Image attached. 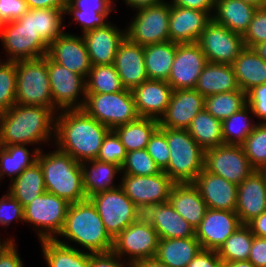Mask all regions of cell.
<instances>
[{
  "mask_svg": "<svg viewBox=\"0 0 266 267\" xmlns=\"http://www.w3.org/2000/svg\"><path fill=\"white\" fill-rule=\"evenodd\" d=\"M55 109L33 105H13L0 113V145L28 144L42 150L55 141ZM49 142H51L49 144ZM37 145V147H36Z\"/></svg>",
  "mask_w": 266,
  "mask_h": 267,
  "instance_id": "obj_1",
  "label": "cell"
},
{
  "mask_svg": "<svg viewBox=\"0 0 266 267\" xmlns=\"http://www.w3.org/2000/svg\"><path fill=\"white\" fill-rule=\"evenodd\" d=\"M108 127L89 116L83 109L58 111L54 145L77 162L97 158Z\"/></svg>",
  "mask_w": 266,
  "mask_h": 267,
  "instance_id": "obj_2",
  "label": "cell"
},
{
  "mask_svg": "<svg viewBox=\"0 0 266 267\" xmlns=\"http://www.w3.org/2000/svg\"><path fill=\"white\" fill-rule=\"evenodd\" d=\"M58 236L55 239L57 242L79 250L77 247L81 246L89 253L110 252L114 242L89 199L70 204L63 229Z\"/></svg>",
  "mask_w": 266,
  "mask_h": 267,
  "instance_id": "obj_3",
  "label": "cell"
},
{
  "mask_svg": "<svg viewBox=\"0 0 266 267\" xmlns=\"http://www.w3.org/2000/svg\"><path fill=\"white\" fill-rule=\"evenodd\" d=\"M53 148V151L47 153L42 149L37 155V161L43 170L46 191L70 204L86 200L81 163L56 146Z\"/></svg>",
  "mask_w": 266,
  "mask_h": 267,
  "instance_id": "obj_4",
  "label": "cell"
},
{
  "mask_svg": "<svg viewBox=\"0 0 266 267\" xmlns=\"http://www.w3.org/2000/svg\"><path fill=\"white\" fill-rule=\"evenodd\" d=\"M166 135L170 160L164 172L174 183H193L204 169V149L185 129L159 127Z\"/></svg>",
  "mask_w": 266,
  "mask_h": 267,
  "instance_id": "obj_5",
  "label": "cell"
},
{
  "mask_svg": "<svg viewBox=\"0 0 266 267\" xmlns=\"http://www.w3.org/2000/svg\"><path fill=\"white\" fill-rule=\"evenodd\" d=\"M16 103L53 109L48 55L16 61Z\"/></svg>",
  "mask_w": 266,
  "mask_h": 267,
  "instance_id": "obj_6",
  "label": "cell"
},
{
  "mask_svg": "<svg viewBox=\"0 0 266 267\" xmlns=\"http://www.w3.org/2000/svg\"><path fill=\"white\" fill-rule=\"evenodd\" d=\"M70 203L47 191L24 207V223L36 231L39 241L55 240L63 229Z\"/></svg>",
  "mask_w": 266,
  "mask_h": 267,
  "instance_id": "obj_7",
  "label": "cell"
},
{
  "mask_svg": "<svg viewBox=\"0 0 266 267\" xmlns=\"http://www.w3.org/2000/svg\"><path fill=\"white\" fill-rule=\"evenodd\" d=\"M82 109L110 130L139 118L132 90L129 89L115 93L86 94Z\"/></svg>",
  "mask_w": 266,
  "mask_h": 267,
  "instance_id": "obj_8",
  "label": "cell"
},
{
  "mask_svg": "<svg viewBox=\"0 0 266 267\" xmlns=\"http://www.w3.org/2000/svg\"><path fill=\"white\" fill-rule=\"evenodd\" d=\"M88 199L95 206L108 234L113 239L142 216V211L120 186L97 193Z\"/></svg>",
  "mask_w": 266,
  "mask_h": 267,
  "instance_id": "obj_9",
  "label": "cell"
},
{
  "mask_svg": "<svg viewBox=\"0 0 266 267\" xmlns=\"http://www.w3.org/2000/svg\"><path fill=\"white\" fill-rule=\"evenodd\" d=\"M169 19L168 0L136 10L128 26L125 25L126 37L141 46L169 41Z\"/></svg>",
  "mask_w": 266,
  "mask_h": 267,
  "instance_id": "obj_10",
  "label": "cell"
},
{
  "mask_svg": "<svg viewBox=\"0 0 266 267\" xmlns=\"http://www.w3.org/2000/svg\"><path fill=\"white\" fill-rule=\"evenodd\" d=\"M158 243L156 230L141 216L114 238L112 251L122 259L135 263L155 257Z\"/></svg>",
  "mask_w": 266,
  "mask_h": 267,
  "instance_id": "obj_11",
  "label": "cell"
},
{
  "mask_svg": "<svg viewBox=\"0 0 266 267\" xmlns=\"http://www.w3.org/2000/svg\"><path fill=\"white\" fill-rule=\"evenodd\" d=\"M48 73L53 109L57 112L82 109L86 100L85 78L54 62L49 56Z\"/></svg>",
  "mask_w": 266,
  "mask_h": 267,
  "instance_id": "obj_12",
  "label": "cell"
},
{
  "mask_svg": "<svg viewBox=\"0 0 266 267\" xmlns=\"http://www.w3.org/2000/svg\"><path fill=\"white\" fill-rule=\"evenodd\" d=\"M204 169L237 186L255 171L242 145L227 144L204 150Z\"/></svg>",
  "mask_w": 266,
  "mask_h": 267,
  "instance_id": "obj_13",
  "label": "cell"
},
{
  "mask_svg": "<svg viewBox=\"0 0 266 267\" xmlns=\"http://www.w3.org/2000/svg\"><path fill=\"white\" fill-rule=\"evenodd\" d=\"M119 183L125 194L142 212L150 205L168 202L170 191L175 184L164 171L148 176L121 174Z\"/></svg>",
  "mask_w": 266,
  "mask_h": 267,
  "instance_id": "obj_14",
  "label": "cell"
},
{
  "mask_svg": "<svg viewBox=\"0 0 266 267\" xmlns=\"http://www.w3.org/2000/svg\"><path fill=\"white\" fill-rule=\"evenodd\" d=\"M197 43L210 63L232 65L245 49L243 35L232 32L213 20L202 31Z\"/></svg>",
  "mask_w": 266,
  "mask_h": 267,
  "instance_id": "obj_15",
  "label": "cell"
},
{
  "mask_svg": "<svg viewBox=\"0 0 266 267\" xmlns=\"http://www.w3.org/2000/svg\"><path fill=\"white\" fill-rule=\"evenodd\" d=\"M5 50V61L30 60L48 54L49 45L31 28L21 26L16 20L8 21L0 34Z\"/></svg>",
  "mask_w": 266,
  "mask_h": 267,
  "instance_id": "obj_16",
  "label": "cell"
},
{
  "mask_svg": "<svg viewBox=\"0 0 266 267\" xmlns=\"http://www.w3.org/2000/svg\"><path fill=\"white\" fill-rule=\"evenodd\" d=\"M207 63L197 42L176 43V54L167 82L173 90L195 89L199 75Z\"/></svg>",
  "mask_w": 266,
  "mask_h": 267,
  "instance_id": "obj_17",
  "label": "cell"
},
{
  "mask_svg": "<svg viewBox=\"0 0 266 267\" xmlns=\"http://www.w3.org/2000/svg\"><path fill=\"white\" fill-rule=\"evenodd\" d=\"M241 225L235 211L208 208L204 218L195 229V237L202 249L218 251L226 239Z\"/></svg>",
  "mask_w": 266,
  "mask_h": 267,
  "instance_id": "obj_18",
  "label": "cell"
},
{
  "mask_svg": "<svg viewBox=\"0 0 266 267\" xmlns=\"http://www.w3.org/2000/svg\"><path fill=\"white\" fill-rule=\"evenodd\" d=\"M65 32L48 48V56L71 72L87 78L92 67L82 35Z\"/></svg>",
  "mask_w": 266,
  "mask_h": 267,
  "instance_id": "obj_19",
  "label": "cell"
},
{
  "mask_svg": "<svg viewBox=\"0 0 266 267\" xmlns=\"http://www.w3.org/2000/svg\"><path fill=\"white\" fill-rule=\"evenodd\" d=\"M204 109L205 97L195 89L173 90L159 127L187 130L192 119Z\"/></svg>",
  "mask_w": 266,
  "mask_h": 267,
  "instance_id": "obj_20",
  "label": "cell"
},
{
  "mask_svg": "<svg viewBox=\"0 0 266 267\" xmlns=\"http://www.w3.org/2000/svg\"><path fill=\"white\" fill-rule=\"evenodd\" d=\"M92 66L114 64L116 52L126 37L125 28L113 23L98 27L82 34Z\"/></svg>",
  "mask_w": 266,
  "mask_h": 267,
  "instance_id": "obj_21",
  "label": "cell"
},
{
  "mask_svg": "<svg viewBox=\"0 0 266 267\" xmlns=\"http://www.w3.org/2000/svg\"><path fill=\"white\" fill-rule=\"evenodd\" d=\"M193 184L209 209L235 211L238 186L203 169Z\"/></svg>",
  "mask_w": 266,
  "mask_h": 267,
  "instance_id": "obj_22",
  "label": "cell"
},
{
  "mask_svg": "<svg viewBox=\"0 0 266 267\" xmlns=\"http://www.w3.org/2000/svg\"><path fill=\"white\" fill-rule=\"evenodd\" d=\"M211 21L206 11L170 5L169 41L195 43Z\"/></svg>",
  "mask_w": 266,
  "mask_h": 267,
  "instance_id": "obj_23",
  "label": "cell"
},
{
  "mask_svg": "<svg viewBox=\"0 0 266 267\" xmlns=\"http://www.w3.org/2000/svg\"><path fill=\"white\" fill-rule=\"evenodd\" d=\"M114 66L125 89L133 90L148 80L146 72L144 46L123 39L116 52Z\"/></svg>",
  "mask_w": 266,
  "mask_h": 267,
  "instance_id": "obj_24",
  "label": "cell"
},
{
  "mask_svg": "<svg viewBox=\"0 0 266 267\" xmlns=\"http://www.w3.org/2000/svg\"><path fill=\"white\" fill-rule=\"evenodd\" d=\"M235 212L242 224L266 212V178L262 171L255 170L238 185Z\"/></svg>",
  "mask_w": 266,
  "mask_h": 267,
  "instance_id": "obj_25",
  "label": "cell"
},
{
  "mask_svg": "<svg viewBox=\"0 0 266 267\" xmlns=\"http://www.w3.org/2000/svg\"><path fill=\"white\" fill-rule=\"evenodd\" d=\"M173 89L167 81L147 80L132 90L139 117L160 120L170 103Z\"/></svg>",
  "mask_w": 266,
  "mask_h": 267,
  "instance_id": "obj_26",
  "label": "cell"
},
{
  "mask_svg": "<svg viewBox=\"0 0 266 267\" xmlns=\"http://www.w3.org/2000/svg\"><path fill=\"white\" fill-rule=\"evenodd\" d=\"M142 216L156 230L159 239L195 237V229L168 202L148 206Z\"/></svg>",
  "mask_w": 266,
  "mask_h": 267,
  "instance_id": "obj_27",
  "label": "cell"
},
{
  "mask_svg": "<svg viewBox=\"0 0 266 267\" xmlns=\"http://www.w3.org/2000/svg\"><path fill=\"white\" fill-rule=\"evenodd\" d=\"M116 3V0H69L66 16L71 15L70 24H80L78 26L82 35L89 30L109 24L110 14L117 10Z\"/></svg>",
  "mask_w": 266,
  "mask_h": 267,
  "instance_id": "obj_28",
  "label": "cell"
},
{
  "mask_svg": "<svg viewBox=\"0 0 266 267\" xmlns=\"http://www.w3.org/2000/svg\"><path fill=\"white\" fill-rule=\"evenodd\" d=\"M66 9H28L16 21L24 27L31 28L50 45L58 36L66 30ZM65 30V31H64Z\"/></svg>",
  "mask_w": 266,
  "mask_h": 267,
  "instance_id": "obj_29",
  "label": "cell"
},
{
  "mask_svg": "<svg viewBox=\"0 0 266 267\" xmlns=\"http://www.w3.org/2000/svg\"><path fill=\"white\" fill-rule=\"evenodd\" d=\"M169 203L194 229L199 226L208 209L193 183H175L170 191Z\"/></svg>",
  "mask_w": 266,
  "mask_h": 267,
  "instance_id": "obj_30",
  "label": "cell"
},
{
  "mask_svg": "<svg viewBox=\"0 0 266 267\" xmlns=\"http://www.w3.org/2000/svg\"><path fill=\"white\" fill-rule=\"evenodd\" d=\"M257 9L242 0H215L212 20L232 32L244 35Z\"/></svg>",
  "mask_w": 266,
  "mask_h": 267,
  "instance_id": "obj_31",
  "label": "cell"
},
{
  "mask_svg": "<svg viewBox=\"0 0 266 267\" xmlns=\"http://www.w3.org/2000/svg\"><path fill=\"white\" fill-rule=\"evenodd\" d=\"M83 187L87 199L97 193L116 189L120 183L115 179L121 177V167L98 159L81 162ZM119 175V176H118ZM118 183V184H117Z\"/></svg>",
  "mask_w": 266,
  "mask_h": 267,
  "instance_id": "obj_32",
  "label": "cell"
},
{
  "mask_svg": "<svg viewBox=\"0 0 266 267\" xmlns=\"http://www.w3.org/2000/svg\"><path fill=\"white\" fill-rule=\"evenodd\" d=\"M195 90L204 97H208L240 90V87L232 65L208 62L199 75Z\"/></svg>",
  "mask_w": 266,
  "mask_h": 267,
  "instance_id": "obj_33",
  "label": "cell"
},
{
  "mask_svg": "<svg viewBox=\"0 0 266 267\" xmlns=\"http://www.w3.org/2000/svg\"><path fill=\"white\" fill-rule=\"evenodd\" d=\"M232 67L238 85L245 93L266 83V62L252 48L245 47L234 60Z\"/></svg>",
  "mask_w": 266,
  "mask_h": 267,
  "instance_id": "obj_34",
  "label": "cell"
},
{
  "mask_svg": "<svg viewBox=\"0 0 266 267\" xmlns=\"http://www.w3.org/2000/svg\"><path fill=\"white\" fill-rule=\"evenodd\" d=\"M201 249L196 237L159 239L155 257L170 267H187Z\"/></svg>",
  "mask_w": 266,
  "mask_h": 267,
  "instance_id": "obj_35",
  "label": "cell"
},
{
  "mask_svg": "<svg viewBox=\"0 0 266 267\" xmlns=\"http://www.w3.org/2000/svg\"><path fill=\"white\" fill-rule=\"evenodd\" d=\"M28 144L0 145V182L3 178L9 177L10 182L18 177L25 169L37 161L39 150L31 151Z\"/></svg>",
  "mask_w": 266,
  "mask_h": 267,
  "instance_id": "obj_36",
  "label": "cell"
},
{
  "mask_svg": "<svg viewBox=\"0 0 266 267\" xmlns=\"http://www.w3.org/2000/svg\"><path fill=\"white\" fill-rule=\"evenodd\" d=\"M7 192L16 198L23 207L46 191L43 170L38 161L25 169L9 183Z\"/></svg>",
  "mask_w": 266,
  "mask_h": 267,
  "instance_id": "obj_37",
  "label": "cell"
},
{
  "mask_svg": "<svg viewBox=\"0 0 266 267\" xmlns=\"http://www.w3.org/2000/svg\"><path fill=\"white\" fill-rule=\"evenodd\" d=\"M41 254L47 267H90V253L63 245L56 240H42Z\"/></svg>",
  "mask_w": 266,
  "mask_h": 267,
  "instance_id": "obj_38",
  "label": "cell"
},
{
  "mask_svg": "<svg viewBox=\"0 0 266 267\" xmlns=\"http://www.w3.org/2000/svg\"><path fill=\"white\" fill-rule=\"evenodd\" d=\"M175 54V42L166 41L144 46V58L148 79L167 81Z\"/></svg>",
  "mask_w": 266,
  "mask_h": 267,
  "instance_id": "obj_39",
  "label": "cell"
},
{
  "mask_svg": "<svg viewBox=\"0 0 266 267\" xmlns=\"http://www.w3.org/2000/svg\"><path fill=\"white\" fill-rule=\"evenodd\" d=\"M159 128V120L139 117L133 122L120 125L114 129L120 137L126 152L146 149L151 136Z\"/></svg>",
  "mask_w": 266,
  "mask_h": 267,
  "instance_id": "obj_40",
  "label": "cell"
},
{
  "mask_svg": "<svg viewBox=\"0 0 266 267\" xmlns=\"http://www.w3.org/2000/svg\"><path fill=\"white\" fill-rule=\"evenodd\" d=\"M187 130L197 144L204 150L224 144L222 121L216 119L206 109L192 119Z\"/></svg>",
  "mask_w": 266,
  "mask_h": 267,
  "instance_id": "obj_41",
  "label": "cell"
},
{
  "mask_svg": "<svg viewBox=\"0 0 266 267\" xmlns=\"http://www.w3.org/2000/svg\"><path fill=\"white\" fill-rule=\"evenodd\" d=\"M254 118L252 108L246 104L229 118L224 119L222 121L224 144L242 145L258 123V121H254Z\"/></svg>",
  "mask_w": 266,
  "mask_h": 267,
  "instance_id": "obj_42",
  "label": "cell"
},
{
  "mask_svg": "<svg viewBox=\"0 0 266 267\" xmlns=\"http://www.w3.org/2000/svg\"><path fill=\"white\" fill-rule=\"evenodd\" d=\"M254 234L247 224H242L232 233L217 251L223 263L248 260Z\"/></svg>",
  "mask_w": 266,
  "mask_h": 267,
  "instance_id": "obj_43",
  "label": "cell"
},
{
  "mask_svg": "<svg viewBox=\"0 0 266 267\" xmlns=\"http://www.w3.org/2000/svg\"><path fill=\"white\" fill-rule=\"evenodd\" d=\"M85 81L86 94L115 93L125 89L114 64L92 66Z\"/></svg>",
  "mask_w": 266,
  "mask_h": 267,
  "instance_id": "obj_44",
  "label": "cell"
},
{
  "mask_svg": "<svg viewBox=\"0 0 266 267\" xmlns=\"http://www.w3.org/2000/svg\"><path fill=\"white\" fill-rule=\"evenodd\" d=\"M246 104V93L241 89L205 97V109L220 121L229 118Z\"/></svg>",
  "mask_w": 266,
  "mask_h": 267,
  "instance_id": "obj_45",
  "label": "cell"
},
{
  "mask_svg": "<svg viewBox=\"0 0 266 267\" xmlns=\"http://www.w3.org/2000/svg\"><path fill=\"white\" fill-rule=\"evenodd\" d=\"M251 166L258 171L266 167V123H257L242 144Z\"/></svg>",
  "mask_w": 266,
  "mask_h": 267,
  "instance_id": "obj_46",
  "label": "cell"
},
{
  "mask_svg": "<svg viewBox=\"0 0 266 267\" xmlns=\"http://www.w3.org/2000/svg\"><path fill=\"white\" fill-rule=\"evenodd\" d=\"M16 104V61L0 58V113Z\"/></svg>",
  "mask_w": 266,
  "mask_h": 267,
  "instance_id": "obj_47",
  "label": "cell"
},
{
  "mask_svg": "<svg viewBox=\"0 0 266 267\" xmlns=\"http://www.w3.org/2000/svg\"><path fill=\"white\" fill-rule=\"evenodd\" d=\"M160 168L148 154L146 149H139L126 153V158L121 167V173L148 176L160 173Z\"/></svg>",
  "mask_w": 266,
  "mask_h": 267,
  "instance_id": "obj_48",
  "label": "cell"
},
{
  "mask_svg": "<svg viewBox=\"0 0 266 267\" xmlns=\"http://www.w3.org/2000/svg\"><path fill=\"white\" fill-rule=\"evenodd\" d=\"M126 153L120 137L114 130H110L103 139L96 159L122 167L126 158Z\"/></svg>",
  "mask_w": 266,
  "mask_h": 267,
  "instance_id": "obj_49",
  "label": "cell"
},
{
  "mask_svg": "<svg viewBox=\"0 0 266 267\" xmlns=\"http://www.w3.org/2000/svg\"><path fill=\"white\" fill-rule=\"evenodd\" d=\"M5 193L0 197V226L7 230L13 221L24 223V207L7 191Z\"/></svg>",
  "mask_w": 266,
  "mask_h": 267,
  "instance_id": "obj_50",
  "label": "cell"
},
{
  "mask_svg": "<svg viewBox=\"0 0 266 267\" xmlns=\"http://www.w3.org/2000/svg\"><path fill=\"white\" fill-rule=\"evenodd\" d=\"M146 150L161 171H164L170 160L166 135L158 128L151 136Z\"/></svg>",
  "mask_w": 266,
  "mask_h": 267,
  "instance_id": "obj_51",
  "label": "cell"
},
{
  "mask_svg": "<svg viewBox=\"0 0 266 267\" xmlns=\"http://www.w3.org/2000/svg\"><path fill=\"white\" fill-rule=\"evenodd\" d=\"M243 39L247 48H252L254 45L266 41V8L256 10Z\"/></svg>",
  "mask_w": 266,
  "mask_h": 267,
  "instance_id": "obj_52",
  "label": "cell"
},
{
  "mask_svg": "<svg viewBox=\"0 0 266 267\" xmlns=\"http://www.w3.org/2000/svg\"><path fill=\"white\" fill-rule=\"evenodd\" d=\"M246 98L255 119L259 120L258 123H266V83L250 89Z\"/></svg>",
  "mask_w": 266,
  "mask_h": 267,
  "instance_id": "obj_53",
  "label": "cell"
},
{
  "mask_svg": "<svg viewBox=\"0 0 266 267\" xmlns=\"http://www.w3.org/2000/svg\"><path fill=\"white\" fill-rule=\"evenodd\" d=\"M90 267H134V263L126 261L113 251L106 253H90Z\"/></svg>",
  "mask_w": 266,
  "mask_h": 267,
  "instance_id": "obj_54",
  "label": "cell"
},
{
  "mask_svg": "<svg viewBox=\"0 0 266 267\" xmlns=\"http://www.w3.org/2000/svg\"><path fill=\"white\" fill-rule=\"evenodd\" d=\"M27 11L25 0H0V13L7 22L20 18Z\"/></svg>",
  "mask_w": 266,
  "mask_h": 267,
  "instance_id": "obj_55",
  "label": "cell"
},
{
  "mask_svg": "<svg viewBox=\"0 0 266 267\" xmlns=\"http://www.w3.org/2000/svg\"><path fill=\"white\" fill-rule=\"evenodd\" d=\"M248 260L255 267H266V238L254 236Z\"/></svg>",
  "mask_w": 266,
  "mask_h": 267,
  "instance_id": "obj_56",
  "label": "cell"
},
{
  "mask_svg": "<svg viewBox=\"0 0 266 267\" xmlns=\"http://www.w3.org/2000/svg\"><path fill=\"white\" fill-rule=\"evenodd\" d=\"M16 241H12L0 253V267H24L21 255L18 253Z\"/></svg>",
  "mask_w": 266,
  "mask_h": 267,
  "instance_id": "obj_57",
  "label": "cell"
},
{
  "mask_svg": "<svg viewBox=\"0 0 266 267\" xmlns=\"http://www.w3.org/2000/svg\"><path fill=\"white\" fill-rule=\"evenodd\" d=\"M220 262L217 251L201 249L187 267H216Z\"/></svg>",
  "mask_w": 266,
  "mask_h": 267,
  "instance_id": "obj_58",
  "label": "cell"
},
{
  "mask_svg": "<svg viewBox=\"0 0 266 267\" xmlns=\"http://www.w3.org/2000/svg\"><path fill=\"white\" fill-rule=\"evenodd\" d=\"M170 5L178 7L197 9L200 11H206L211 16L214 11L215 0H168Z\"/></svg>",
  "mask_w": 266,
  "mask_h": 267,
  "instance_id": "obj_59",
  "label": "cell"
},
{
  "mask_svg": "<svg viewBox=\"0 0 266 267\" xmlns=\"http://www.w3.org/2000/svg\"><path fill=\"white\" fill-rule=\"evenodd\" d=\"M28 9H67L69 0H25Z\"/></svg>",
  "mask_w": 266,
  "mask_h": 267,
  "instance_id": "obj_60",
  "label": "cell"
},
{
  "mask_svg": "<svg viewBox=\"0 0 266 267\" xmlns=\"http://www.w3.org/2000/svg\"><path fill=\"white\" fill-rule=\"evenodd\" d=\"M254 236L266 238V212L254 218L248 224Z\"/></svg>",
  "mask_w": 266,
  "mask_h": 267,
  "instance_id": "obj_61",
  "label": "cell"
},
{
  "mask_svg": "<svg viewBox=\"0 0 266 267\" xmlns=\"http://www.w3.org/2000/svg\"><path fill=\"white\" fill-rule=\"evenodd\" d=\"M125 5L133 9V11L146 8L149 6H154L163 2H166V0H123Z\"/></svg>",
  "mask_w": 266,
  "mask_h": 267,
  "instance_id": "obj_62",
  "label": "cell"
},
{
  "mask_svg": "<svg viewBox=\"0 0 266 267\" xmlns=\"http://www.w3.org/2000/svg\"><path fill=\"white\" fill-rule=\"evenodd\" d=\"M134 267H170L159 261L156 257L142 259L134 263Z\"/></svg>",
  "mask_w": 266,
  "mask_h": 267,
  "instance_id": "obj_63",
  "label": "cell"
},
{
  "mask_svg": "<svg viewBox=\"0 0 266 267\" xmlns=\"http://www.w3.org/2000/svg\"><path fill=\"white\" fill-rule=\"evenodd\" d=\"M252 49L266 62V41L254 45Z\"/></svg>",
  "mask_w": 266,
  "mask_h": 267,
  "instance_id": "obj_64",
  "label": "cell"
},
{
  "mask_svg": "<svg viewBox=\"0 0 266 267\" xmlns=\"http://www.w3.org/2000/svg\"><path fill=\"white\" fill-rule=\"evenodd\" d=\"M227 267H255L249 260L226 263Z\"/></svg>",
  "mask_w": 266,
  "mask_h": 267,
  "instance_id": "obj_65",
  "label": "cell"
},
{
  "mask_svg": "<svg viewBox=\"0 0 266 267\" xmlns=\"http://www.w3.org/2000/svg\"><path fill=\"white\" fill-rule=\"evenodd\" d=\"M1 236V235H0ZM4 239V240H3ZM1 239L0 238V253L4 250V248H6L12 241H15L14 236L12 237H5Z\"/></svg>",
  "mask_w": 266,
  "mask_h": 267,
  "instance_id": "obj_66",
  "label": "cell"
},
{
  "mask_svg": "<svg viewBox=\"0 0 266 267\" xmlns=\"http://www.w3.org/2000/svg\"><path fill=\"white\" fill-rule=\"evenodd\" d=\"M243 2L254 5L257 8H264L265 0H242Z\"/></svg>",
  "mask_w": 266,
  "mask_h": 267,
  "instance_id": "obj_67",
  "label": "cell"
},
{
  "mask_svg": "<svg viewBox=\"0 0 266 267\" xmlns=\"http://www.w3.org/2000/svg\"><path fill=\"white\" fill-rule=\"evenodd\" d=\"M7 21L3 18L2 14L0 13V34L2 32V29L6 25Z\"/></svg>",
  "mask_w": 266,
  "mask_h": 267,
  "instance_id": "obj_68",
  "label": "cell"
},
{
  "mask_svg": "<svg viewBox=\"0 0 266 267\" xmlns=\"http://www.w3.org/2000/svg\"><path fill=\"white\" fill-rule=\"evenodd\" d=\"M216 267H227L226 263L220 262Z\"/></svg>",
  "mask_w": 266,
  "mask_h": 267,
  "instance_id": "obj_69",
  "label": "cell"
},
{
  "mask_svg": "<svg viewBox=\"0 0 266 267\" xmlns=\"http://www.w3.org/2000/svg\"><path fill=\"white\" fill-rule=\"evenodd\" d=\"M263 172V174L265 175L266 178V167L264 169L261 170Z\"/></svg>",
  "mask_w": 266,
  "mask_h": 267,
  "instance_id": "obj_70",
  "label": "cell"
}]
</instances>
